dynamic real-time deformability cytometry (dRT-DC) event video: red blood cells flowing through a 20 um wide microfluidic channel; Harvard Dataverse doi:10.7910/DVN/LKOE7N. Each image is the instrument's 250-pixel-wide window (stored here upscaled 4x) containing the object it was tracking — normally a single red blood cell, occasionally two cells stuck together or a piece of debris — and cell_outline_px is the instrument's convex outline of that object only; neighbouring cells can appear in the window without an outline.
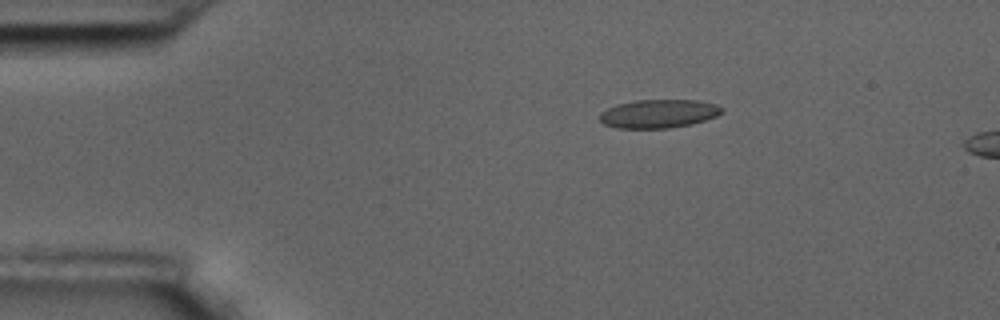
{"species": "common noctule bat (a hibernating species)", "species_latin": "Nyctalus noctula", "temperature_condition": "room temperature", "stored_images_in_passage": 3, "camera_frame_rate_fps": 3000, "um_per_image_px": 0.085, "animal": {"sex": "male", "body_mass_g": 17.5, "forearm_length_mm": 52.3}, "frame": {"image": 1, "passage_image": 1, "time_ms": 0.0, "image_size_px": [1000, 320], "cell_outline_px": [[724, 108], [716, 116], [692, 124], [668, 128], [616, 128], [604, 124], [600, 120], [600, 112], [616, 104], [636, 100], [696, 100], [716, 104]], "centroid_in_image_um": [55.96, 9.66], "position_along_channel_um": 29.0, "area_um2": 20.23}}